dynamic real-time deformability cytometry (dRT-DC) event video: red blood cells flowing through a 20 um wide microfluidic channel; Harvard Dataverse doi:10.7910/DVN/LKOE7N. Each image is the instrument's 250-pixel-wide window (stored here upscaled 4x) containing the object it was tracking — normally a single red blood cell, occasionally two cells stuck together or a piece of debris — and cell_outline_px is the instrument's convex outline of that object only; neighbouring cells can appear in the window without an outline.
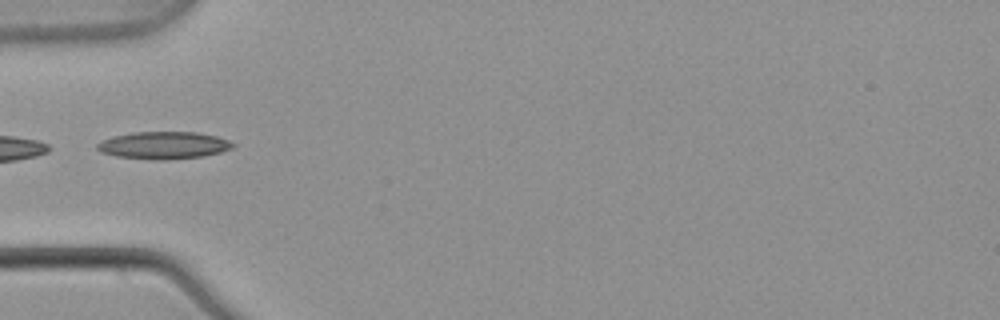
{"species": "common noctule bat (a hibernating species)", "species_latin": "Nyctalus noctula", "temperature_condition": "warm", "stored_images_in_passage": 2, "camera_frame_rate_fps": 3000, "um_per_image_px": 0.085, "animal": {"sex": "male", "body_mass_g": 21.5, "forearm_length_mm": 52.0}, "frame": {"image": 1, "passage_image": 2, "time_ms": 0.333, "image_size_px": [1000, 320], "cell_outline_px": [[236, 144], [232, 148], [220, 152], [204, 156], [164, 160], [156, 160], [116, 156], [100, 152], [96, 148], [96, 144], [112, 136], [132, 132], [196, 132], [216, 136], [228, 140]], "centroid_in_image_um": [13.9, 12.35], "position_along_channel_um": 71.1, "area_um2": 21.62}}